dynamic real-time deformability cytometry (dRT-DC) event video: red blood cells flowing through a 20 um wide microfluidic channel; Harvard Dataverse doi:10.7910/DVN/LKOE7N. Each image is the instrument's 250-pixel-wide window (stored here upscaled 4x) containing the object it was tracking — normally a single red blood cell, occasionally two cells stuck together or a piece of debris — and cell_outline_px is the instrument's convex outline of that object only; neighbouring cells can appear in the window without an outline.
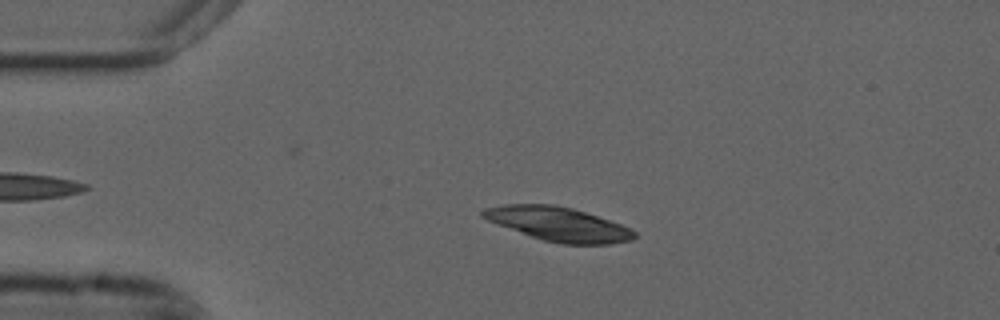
{"species": "common noctule bat (a hibernating species)", "species_latin": "Nyctalus noctula", "temperature_condition": "cold", "stored_images_in_passage": 42, "camera_frame_rate_fps": 3000, "um_per_image_px": 0.085, "animal": {"sex": "male", "forearm_length_mm": 52.5}, "frame": {"image": 1, "passage_image": 11, "time_ms": 3.333, "image_size_px": [1000, 320], "cell_outline_px": [[636, 236], [632, 240], [612, 244], [564, 244], [544, 240], [532, 236], [488, 220], [480, 216], [480, 212], [484, 208], [504, 204], [552, 204], [572, 208], [632, 228], [636, 232]], "centroid_in_image_um": [47.48, 19.04], "position_along_channel_um": 37.5, "area_um2": 29.65}}